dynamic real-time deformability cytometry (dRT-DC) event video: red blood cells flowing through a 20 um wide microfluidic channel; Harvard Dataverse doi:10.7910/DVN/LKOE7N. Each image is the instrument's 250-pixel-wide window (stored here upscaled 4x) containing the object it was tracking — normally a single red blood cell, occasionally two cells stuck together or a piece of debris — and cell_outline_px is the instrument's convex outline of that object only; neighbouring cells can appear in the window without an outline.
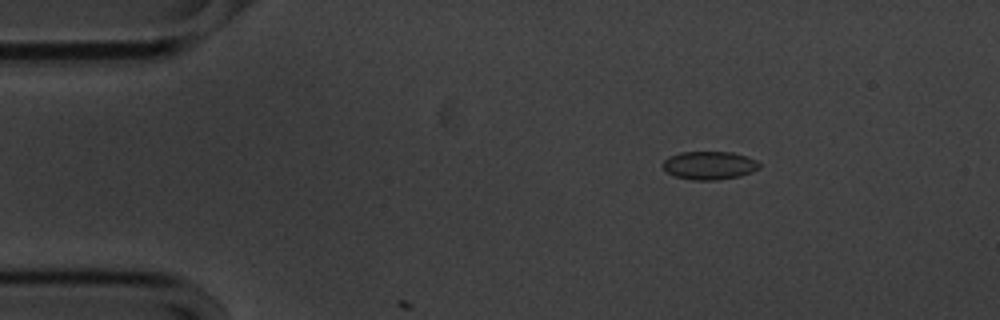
{"species": "common noctule bat (a hibernating species)", "species_latin": "Nyctalus noctula", "temperature_condition": "cold", "stored_images_in_passage": 5, "camera_frame_rate_fps": 3000, "um_per_image_px": 0.085, "animal": {"sex": "male", "body_mass_g": 20.1, "forearm_length_mm": 53.5}, "frame": {"image": 1, "passage_image": 3, "time_ms": 0.667, "image_size_px": [1000, 320], "cell_outline_px": [[760, 168], [752, 172], [740, 176], [716, 180], [692, 180], [676, 176], [668, 172], [664, 168], [664, 160], [680, 152], [732, 152], [748, 156], [756, 160], [760, 164]], "centroid_in_image_um": [60.35, 14.06], "position_along_channel_um": 24.6, "area_um2": 15.78}}